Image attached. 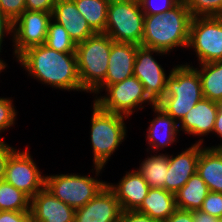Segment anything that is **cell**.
Listing matches in <instances>:
<instances>
[{
    "label": "cell",
    "mask_w": 222,
    "mask_h": 222,
    "mask_svg": "<svg viewBox=\"0 0 222 222\" xmlns=\"http://www.w3.org/2000/svg\"><path fill=\"white\" fill-rule=\"evenodd\" d=\"M113 43L106 33H95L77 44L80 83L87 93L91 94L105 80Z\"/></svg>",
    "instance_id": "5b68a950"
},
{
    "label": "cell",
    "mask_w": 222,
    "mask_h": 222,
    "mask_svg": "<svg viewBox=\"0 0 222 222\" xmlns=\"http://www.w3.org/2000/svg\"><path fill=\"white\" fill-rule=\"evenodd\" d=\"M16 149L6 163L5 181L25 193L30 199L45 188L46 175L42 174L32 158L29 147Z\"/></svg>",
    "instance_id": "30bf717a"
},
{
    "label": "cell",
    "mask_w": 222,
    "mask_h": 222,
    "mask_svg": "<svg viewBox=\"0 0 222 222\" xmlns=\"http://www.w3.org/2000/svg\"><path fill=\"white\" fill-rule=\"evenodd\" d=\"M3 52L0 50V53ZM1 55V54H0ZM1 57V56H0ZM8 67V63H6L5 60H3L2 58H0V74L2 72H4V70H6V68Z\"/></svg>",
    "instance_id": "7bdbcfd3"
},
{
    "label": "cell",
    "mask_w": 222,
    "mask_h": 222,
    "mask_svg": "<svg viewBox=\"0 0 222 222\" xmlns=\"http://www.w3.org/2000/svg\"><path fill=\"white\" fill-rule=\"evenodd\" d=\"M155 56L170 55L163 51L139 46L136 51L133 76L144 85L147 95L157 103L165 94L167 75L162 64L158 63Z\"/></svg>",
    "instance_id": "8fae6325"
},
{
    "label": "cell",
    "mask_w": 222,
    "mask_h": 222,
    "mask_svg": "<svg viewBox=\"0 0 222 222\" xmlns=\"http://www.w3.org/2000/svg\"><path fill=\"white\" fill-rule=\"evenodd\" d=\"M193 213V222H218V218L212 215H209L202 210L192 211Z\"/></svg>",
    "instance_id": "ab89813d"
},
{
    "label": "cell",
    "mask_w": 222,
    "mask_h": 222,
    "mask_svg": "<svg viewBox=\"0 0 222 222\" xmlns=\"http://www.w3.org/2000/svg\"><path fill=\"white\" fill-rule=\"evenodd\" d=\"M103 91L105 94L98 95L93 101L104 111L127 117L132 116L139 109L143 110L148 105L152 107L156 104L147 95L144 85L135 76L108 85Z\"/></svg>",
    "instance_id": "ba28073f"
},
{
    "label": "cell",
    "mask_w": 222,
    "mask_h": 222,
    "mask_svg": "<svg viewBox=\"0 0 222 222\" xmlns=\"http://www.w3.org/2000/svg\"><path fill=\"white\" fill-rule=\"evenodd\" d=\"M15 222H36L30 211H15Z\"/></svg>",
    "instance_id": "60d3db41"
},
{
    "label": "cell",
    "mask_w": 222,
    "mask_h": 222,
    "mask_svg": "<svg viewBox=\"0 0 222 222\" xmlns=\"http://www.w3.org/2000/svg\"><path fill=\"white\" fill-rule=\"evenodd\" d=\"M209 192L208 186L196 172L175 194L176 208L188 211L200 210Z\"/></svg>",
    "instance_id": "603a6c76"
},
{
    "label": "cell",
    "mask_w": 222,
    "mask_h": 222,
    "mask_svg": "<svg viewBox=\"0 0 222 222\" xmlns=\"http://www.w3.org/2000/svg\"><path fill=\"white\" fill-rule=\"evenodd\" d=\"M152 111L154 119L150 120L149 126L146 129V151L152 153H160L169 146L177 143L180 139L178 123L157 104L153 105ZM179 134V135H178Z\"/></svg>",
    "instance_id": "e0dca14e"
},
{
    "label": "cell",
    "mask_w": 222,
    "mask_h": 222,
    "mask_svg": "<svg viewBox=\"0 0 222 222\" xmlns=\"http://www.w3.org/2000/svg\"><path fill=\"white\" fill-rule=\"evenodd\" d=\"M107 186L115 193L122 211H135L150 189L136 169L126 171L116 184L107 182Z\"/></svg>",
    "instance_id": "ac0fdd59"
},
{
    "label": "cell",
    "mask_w": 222,
    "mask_h": 222,
    "mask_svg": "<svg viewBox=\"0 0 222 222\" xmlns=\"http://www.w3.org/2000/svg\"><path fill=\"white\" fill-rule=\"evenodd\" d=\"M181 0H140V5L144 15L163 14L171 10Z\"/></svg>",
    "instance_id": "4dcf8cb0"
},
{
    "label": "cell",
    "mask_w": 222,
    "mask_h": 222,
    "mask_svg": "<svg viewBox=\"0 0 222 222\" xmlns=\"http://www.w3.org/2000/svg\"><path fill=\"white\" fill-rule=\"evenodd\" d=\"M144 18L140 2L110 0L104 33L114 42L140 46L144 34Z\"/></svg>",
    "instance_id": "52a82bcc"
},
{
    "label": "cell",
    "mask_w": 222,
    "mask_h": 222,
    "mask_svg": "<svg viewBox=\"0 0 222 222\" xmlns=\"http://www.w3.org/2000/svg\"><path fill=\"white\" fill-rule=\"evenodd\" d=\"M142 159L138 168H135L148 183L150 188L165 189V181L168 171V153H149ZM150 154V155H148Z\"/></svg>",
    "instance_id": "cb8c5ba5"
},
{
    "label": "cell",
    "mask_w": 222,
    "mask_h": 222,
    "mask_svg": "<svg viewBox=\"0 0 222 222\" xmlns=\"http://www.w3.org/2000/svg\"><path fill=\"white\" fill-rule=\"evenodd\" d=\"M205 145L192 143L176 155L168 153V171L165 190L176 194L197 171L200 151Z\"/></svg>",
    "instance_id": "4fadbf2b"
},
{
    "label": "cell",
    "mask_w": 222,
    "mask_h": 222,
    "mask_svg": "<svg viewBox=\"0 0 222 222\" xmlns=\"http://www.w3.org/2000/svg\"><path fill=\"white\" fill-rule=\"evenodd\" d=\"M193 67L200 76L204 98L222 103V61L198 64V67L197 65Z\"/></svg>",
    "instance_id": "d4e9b609"
},
{
    "label": "cell",
    "mask_w": 222,
    "mask_h": 222,
    "mask_svg": "<svg viewBox=\"0 0 222 222\" xmlns=\"http://www.w3.org/2000/svg\"><path fill=\"white\" fill-rule=\"evenodd\" d=\"M192 17L222 16V0H183Z\"/></svg>",
    "instance_id": "f1b7e54d"
},
{
    "label": "cell",
    "mask_w": 222,
    "mask_h": 222,
    "mask_svg": "<svg viewBox=\"0 0 222 222\" xmlns=\"http://www.w3.org/2000/svg\"><path fill=\"white\" fill-rule=\"evenodd\" d=\"M192 18L183 0L163 14L145 15L140 46L169 54L179 47L187 49Z\"/></svg>",
    "instance_id": "7a4b0ae2"
},
{
    "label": "cell",
    "mask_w": 222,
    "mask_h": 222,
    "mask_svg": "<svg viewBox=\"0 0 222 222\" xmlns=\"http://www.w3.org/2000/svg\"><path fill=\"white\" fill-rule=\"evenodd\" d=\"M27 76L61 91L85 92L78 73L76 53H63L42 44L28 48L16 59Z\"/></svg>",
    "instance_id": "6da1fadb"
},
{
    "label": "cell",
    "mask_w": 222,
    "mask_h": 222,
    "mask_svg": "<svg viewBox=\"0 0 222 222\" xmlns=\"http://www.w3.org/2000/svg\"><path fill=\"white\" fill-rule=\"evenodd\" d=\"M31 199L5 180L0 182V211H30Z\"/></svg>",
    "instance_id": "4316f807"
},
{
    "label": "cell",
    "mask_w": 222,
    "mask_h": 222,
    "mask_svg": "<svg viewBox=\"0 0 222 222\" xmlns=\"http://www.w3.org/2000/svg\"><path fill=\"white\" fill-rule=\"evenodd\" d=\"M175 209V194L165 189L150 188L148 195L135 211L164 222Z\"/></svg>",
    "instance_id": "7402d4cb"
},
{
    "label": "cell",
    "mask_w": 222,
    "mask_h": 222,
    "mask_svg": "<svg viewBox=\"0 0 222 222\" xmlns=\"http://www.w3.org/2000/svg\"><path fill=\"white\" fill-rule=\"evenodd\" d=\"M16 147L8 144L4 139L0 140V182L5 179L6 163Z\"/></svg>",
    "instance_id": "836d02e7"
},
{
    "label": "cell",
    "mask_w": 222,
    "mask_h": 222,
    "mask_svg": "<svg viewBox=\"0 0 222 222\" xmlns=\"http://www.w3.org/2000/svg\"><path fill=\"white\" fill-rule=\"evenodd\" d=\"M13 28L14 22H12L1 10H0V50H3V41L6 36L9 37V40L13 43Z\"/></svg>",
    "instance_id": "e575fe53"
},
{
    "label": "cell",
    "mask_w": 222,
    "mask_h": 222,
    "mask_svg": "<svg viewBox=\"0 0 222 222\" xmlns=\"http://www.w3.org/2000/svg\"><path fill=\"white\" fill-rule=\"evenodd\" d=\"M57 0H26V10L52 13Z\"/></svg>",
    "instance_id": "d590c367"
},
{
    "label": "cell",
    "mask_w": 222,
    "mask_h": 222,
    "mask_svg": "<svg viewBox=\"0 0 222 222\" xmlns=\"http://www.w3.org/2000/svg\"><path fill=\"white\" fill-rule=\"evenodd\" d=\"M121 212L115 193L106 185L83 207L75 209L74 222H119Z\"/></svg>",
    "instance_id": "9a60e30c"
},
{
    "label": "cell",
    "mask_w": 222,
    "mask_h": 222,
    "mask_svg": "<svg viewBox=\"0 0 222 222\" xmlns=\"http://www.w3.org/2000/svg\"><path fill=\"white\" fill-rule=\"evenodd\" d=\"M138 47V45L132 43L119 42H114L111 45L105 80L91 93L94 94V97H97L99 94L101 95L108 85L121 82L133 76Z\"/></svg>",
    "instance_id": "5bb4252c"
},
{
    "label": "cell",
    "mask_w": 222,
    "mask_h": 222,
    "mask_svg": "<svg viewBox=\"0 0 222 222\" xmlns=\"http://www.w3.org/2000/svg\"><path fill=\"white\" fill-rule=\"evenodd\" d=\"M95 33H104L110 0H73Z\"/></svg>",
    "instance_id": "484cf974"
},
{
    "label": "cell",
    "mask_w": 222,
    "mask_h": 222,
    "mask_svg": "<svg viewBox=\"0 0 222 222\" xmlns=\"http://www.w3.org/2000/svg\"><path fill=\"white\" fill-rule=\"evenodd\" d=\"M92 114L90 125V141L92 148L93 166L105 168L111 156L126 140L129 117L102 110L92 101Z\"/></svg>",
    "instance_id": "277c9868"
},
{
    "label": "cell",
    "mask_w": 222,
    "mask_h": 222,
    "mask_svg": "<svg viewBox=\"0 0 222 222\" xmlns=\"http://www.w3.org/2000/svg\"><path fill=\"white\" fill-rule=\"evenodd\" d=\"M196 172L209 191L222 193V148L204 147L200 151Z\"/></svg>",
    "instance_id": "44dd1931"
},
{
    "label": "cell",
    "mask_w": 222,
    "mask_h": 222,
    "mask_svg": "<svg viewBox=\"0 0 222 222\" xmlns=\"http://www.w3.org/2000/svg\"><path fill=\"white\" fill-rule=\"evenodd\" d=\"M119 222H162L137 211H122Z\"/></svg>",
    "instance_id": "8d00e7d4"
},
{
    "label": "cell",
    "mask_w": 222,
    "mask_h": 222,
    "mask_svg": "<svg viewBox=\"0 0 222 222\" xmlns=\"http://www.w3.org/2000/svg\"><path fill=\"white\" fill-rule=\"evenodd\" d=\"M0 10L15 22L26 10V0H0Z\"/></svg>",
    "instance_id": "1f68e13d"
},
{
    "label": "cell",
    "mask_w": 222,
    "mask_h": 222,
    "mask_svg": "<svg viewBox=\"0 0 222 222\" xmlns=\"http://www.w3.org/2000/svg\"><path fill=\"white\" fill-rule=\"evenodd\" d=\"M0 222H15V211H0Z\"/></svg>",
    "instance_id": "b9f144b4"
},
{
    "label": "cell",
    "mask_w": 222,
    "mask_h": 222,
    "mask_svg": "<svg viewBox=\"0 0 222 222\" xmlns=\"http://www.w3.org/2000/svg\"><path fill=\"white\" fill-rule=\"evenodd\" d=\"M218 222H222V216L218 218Z\"/></svg>",
    "instance_id": "ee69618b"
},
{
    "label": "cell",
    "mask_w": 222,
    "mask_h": 222,
    "mask_svg": "<svg viewBox=\"0 0 222 222\" xmlns=\"http://www.w3.org/2000/svg\"><path fill=\"white\" fill-rule=\"evenodd\" d=\"M44 45L63 53H76L77 44L69 37L65 28L53 19L48 24L47 37Z\"/></svg>",
    "instance_id": "83f0119b"
},
{
    "label": "cell",
    "mask_w": 222,
    "mask_h": 222,
    "mask_svg": "<svg viewBox=\"0 0 222 222\" xmlns=\"http://www.w3.org/2000/svg\"><path fill=\"white\" fill-rule=\"evenodd\" d=\"M218 108L219 103L203 98L178 123L179 132L182 131L189 136H198L196 138L199 140L195 143L206 145L203 137L212 134Z\"/></svg>",
    "instance_id": "2e32d148"
},
{
    "label": "cell",
    "mask_w": 222,
    "mask_h": 222,
    "mask_svg": "<svg viewBox=\"0 0 222 222\" xmlns=\"http://www.w3.org/2000/svg\"><path fill=\"white\" fill-rule=\"evenodd\" d=\"M217 135V138H220V144L215 146H205L208 148H222V103H219L218 113L216 115L215 126L212 132V135Z\"/></svg>",
    "instance_id": "f35d334b"
},
{
    "label": "cell",
    "mask_w": 222,
    "mask_h": 222,
    "mask_svg": "<svg viewBox=\"0 0 222 222\" xmlns=\"http://www.w3.org/2000/svg\"><path fill=\"white\" fill-rule=\"evenodd\" d=\"M203 98L198 71L186 61L171 68L165 94L156 104L179 123Z\"/></svg>",
    "instance_id": "3957f363"
},
{
    "label": "cell",
    "mask_w": 222,
    "mask_h": 222,
    "mask_svg": "<svg viewBox=\"0 0 222 222\" xmlns=\"http://www.w3.org/2000/svg\"><path fill=\"white\" fill-rule=\"evenodd\" d=\"M52 19L65 28L69 37L76 44L95 34L73 0H57L53 8Z\"/></svg>",
    "instance_id": "ffe728a7"
},
{
    "label": "cell",
    "mask_w": 222,
    "mask_h": 222,
    "mask_svg": "<svg viewBox=\"0 0 222 222\" xmlns=\"http://www.w3.org/2000/svg\"><path fill=\"white\" fill-rule=\"evenodd\" d=\"M104 168L94 166L91 170L95 175L80 173H59L46 175L45 188L62 202L74 209L83 207L94 198L106 185L107 181L100 180ZM99 178V179H98Z\"/></svg>",
    "instance_id": "8992f818"
},
{
    "label": "cell",
    "mask_w": 222,
    "mask_h": 222,
    "mask_svg": "<svg viewBox=\"0 0 222 222\" xmlns=\"http://www.w3.org/2000/svg\"><path fill=\"white\" fill-rule=\"evenodd\" d=\"M187 48L198 64L222 61V16L193 17Z\"/></svg>",
    "instance_id": "9c48e42d"
},
{
    "label": "cell",
    "mask_w": 222,
    "mask_h": 222,
    "mask_svg": "<svg viewBox=\"0 0 222 222\" xmlns=\"http://www.w3.org/2000/svg\"><path fill=\"white\" fill-rule=\"evenodd\" d=\"M214 217L222 216V193L209 192L203 201L201 209Z\"/></svg>",
    "instance_id": "d6a6232c"
},
{
    "label": "cell",
    "mask_w": 222,
    "mask_h": 222,
    "mask_svg": "<svg viewBox=\"0 0 222 222\" xmlns=\"http://www.w3.org/2000/svg\"><path fill=\"white\" fill-rule=\"evenodd\" d=\"M15 108L12 97H0V140L4 131L16 125L18 111Z\"/></svg>",
    "instance_id": "f546056e"
},
{
    "label": "cell",
    "mask_w": 222,
    "mask_h": 222,
    "mask_svg": "<svg viewBox=\"0 0 222 222\" xmlns=\"http://www.w3.org/2000/svg\"><path fill=\"white\" fill-rule=\"evenodd\" d=\"M164 222H193L192 211L176 208Z\"/></svg>",
    "instance_id": "74e56055"
},
{
    "label": "cell",
    "mask_w": 222,
    "mask_h": 222,
    "mask_svg": "<svg viewBox=\"0 0 222 222\" xmlns=\"http://www.w3.org/2000/svg\"><path fill=\"white\" fill-rule=\"evenodd\" d=\"M30 212L36 222H74L75 209L53 196L46 188L31 198Z\"/></svg>",
    "instance_id": "d6986e66"
},
{
    "label": "cell",
    "mask_w": 222,
    "mask_h": 222,
    "mask_svg": "<svg viewBox=\"0 0 222 222\" xmlns=\"http://www.w3.org/2000/svg\"><path fill=\"white\" fill-rule=\"evenodd\" d=\"M52 13L25 10L14 22L13 59L28 48L45 43Z\"/></svg>",
    "instance_id": "7c38bea8"
}]
</instances>
